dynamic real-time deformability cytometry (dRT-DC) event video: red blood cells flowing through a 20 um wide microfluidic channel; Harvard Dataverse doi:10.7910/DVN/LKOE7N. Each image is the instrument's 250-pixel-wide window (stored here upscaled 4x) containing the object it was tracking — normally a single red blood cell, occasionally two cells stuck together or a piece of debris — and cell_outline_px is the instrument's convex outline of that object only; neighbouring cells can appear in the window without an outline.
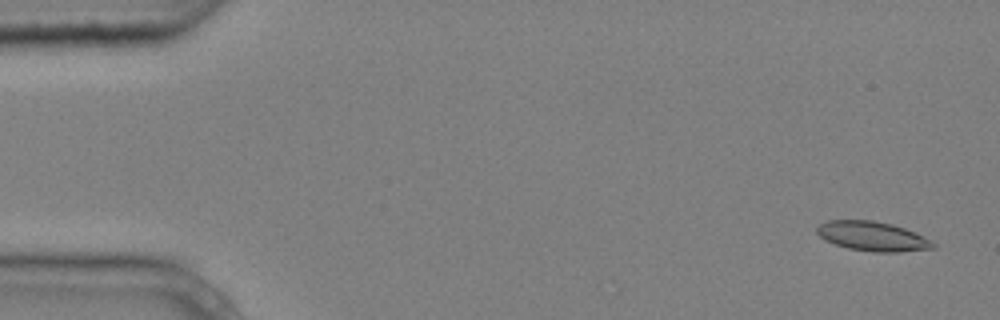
{"species": "common noctule bat (a hibernating species)", "species_latin": "Nyctalus noctula", "temperature_condition": "cold", "stored_images_in_passage": 6, "camera_frame_rate_fps": 3000, "um_per_image_px": 0.085, "animal": {"sex": "male", "body_mass_g": 20.4}, "frame": {"image": 1, "passage_image": 1, "time_ms": 0.0, "image_size_px": [1000, 320], "cell_outline_px": [[936, 248], [900, 252], [872, 252], [848, 248], [824, 240], [816, 232], [816, 228], [820, 224], [828, 220], [872, 220], [892, 224], [904, 228], [924, 236], [932, 240], [936, 244]], "centroid_in_image_um": [74.18, 20.09], "position_along_channel_um": 10.8, "area_um2": 20.06}}
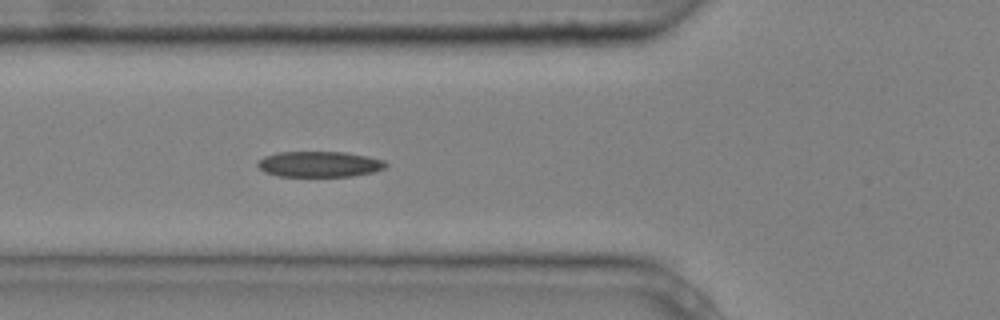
{"frame": {"image": 2, "passage_image": 6, "time_ms": 1.667, "image_size_px": [1000, 320], "cell_outline_px": [[388, 164], [384, 168], [372, 172], [352, 176], [276, 176], [264, 172], [256, 164], [264, 156], [276, 152], [344, 152], [368, 156], [384, 160]], "centroid_in_image_um": [27.13, 13.95], "position_along_channel_um": 98.7, "area_um2": 19.19}}